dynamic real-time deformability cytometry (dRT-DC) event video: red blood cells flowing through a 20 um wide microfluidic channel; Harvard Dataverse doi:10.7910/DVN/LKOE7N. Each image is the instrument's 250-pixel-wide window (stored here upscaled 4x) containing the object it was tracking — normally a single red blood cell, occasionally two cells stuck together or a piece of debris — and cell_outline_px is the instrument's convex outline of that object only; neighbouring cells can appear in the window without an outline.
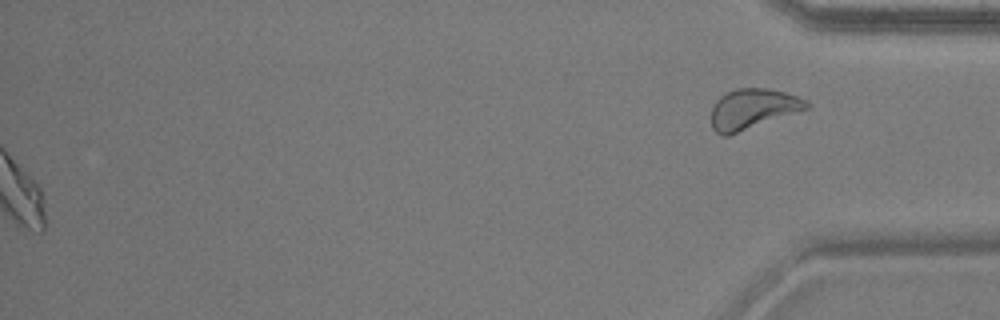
{"species": "common noctule bat (a hibernating species)", "species_latin": "Nyctalus noctula", "temperature_condition": "warm", "stored_images_in_passage": 36, "segment_of_instrument_passage": [2, 2], "camera_frame_rate_fps": 3000, "um_per_image_px": 0.085, "animal": {"sex": "male", "body_mass_g": 17.9, "forearm_length_mm": 54.2}, "frame": {"image": 1, "passage_image": 36, "time_ms": 11.667, "image_size_px": [1000, 320], "cell_outline_px": [[812, 104], [808, 108], [728, 136], [720, 136], [712, 128], [712, 104], [720, 96], [736, 88], [768, 88], [784, 92], [808, 100]], "centroid_in_image_um": [63.97, 9.25], "position_along_channel_um": 371.2, "area_um2": 22.31}}